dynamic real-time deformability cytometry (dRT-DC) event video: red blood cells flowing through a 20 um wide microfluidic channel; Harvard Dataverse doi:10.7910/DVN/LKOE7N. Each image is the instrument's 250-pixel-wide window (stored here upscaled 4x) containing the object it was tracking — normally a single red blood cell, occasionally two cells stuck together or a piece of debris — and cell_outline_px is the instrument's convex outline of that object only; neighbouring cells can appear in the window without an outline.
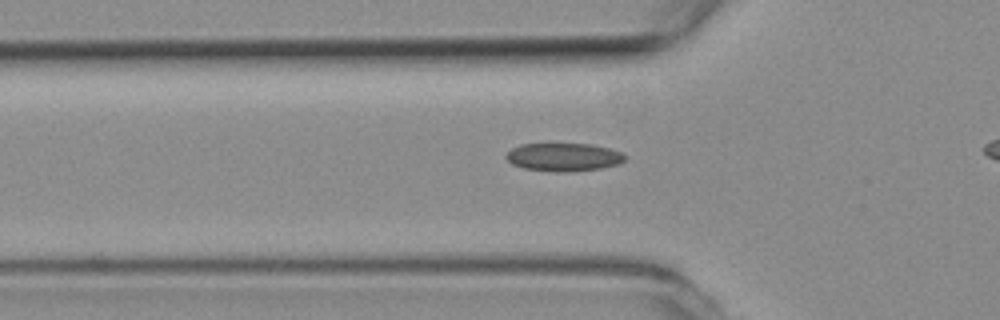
{"species": "common noctule bat (a hibernating species)", "species_latin": "Nyctalus noctula", "temperature_condition": "room temperature", "stored_images_in_passage": 42, "camera_frame_rate_fps": 3000, "um_per_image_px": 0.085, "animal": {"sex": "female", "body_mass_g": 19.3, "forearm_length_mm": 54.1}, "frame": {"image": 1, "passage_image": 14, "time_ms": 4.333, "image_size_px": [1000, 320], "cell_outline_px": [[628, 156], [620, 164], [600, 168], [572, 172], [556, 172], [524, 168], [512, 164], [504, 156], [512, 148], [520, 144], [592, 144], [624, 152]], "centroid_in_image_um": [47.95, 13.35], "position_along_channel_um": 77.9, "area_um2": 19.65}}
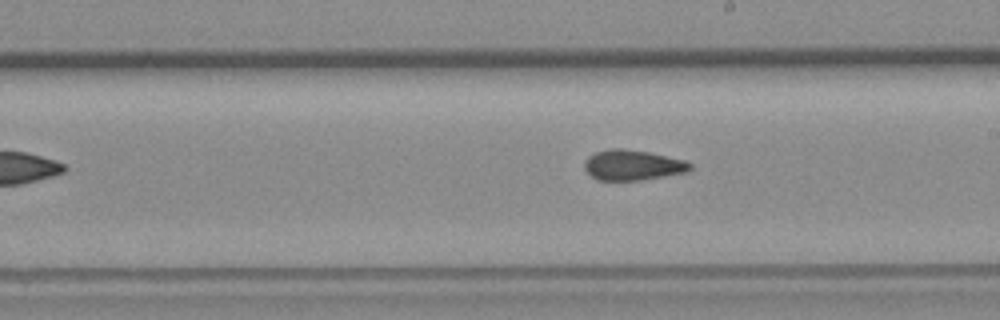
{"frame": {"image": 2, "passage_image": 27, "time_ms": 8.667, "image_size_px": [1000, 320], "cell_outline_px": [[692, 168], [688, 172], [640, 180], [596, 180], [584, 168], [584, 160], [588, 156], [596, 152], [608, 148], [624, 148], [648, 152], [684, 160], [692, 164]], "centroid_in_image_um": [53.76, 14.03], "position_along_channel_um": 235.2, "area_um2": 18.73}}
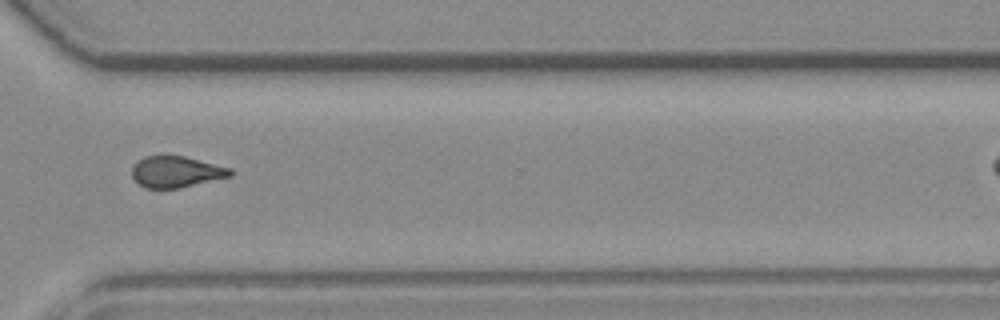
{"frame": {"image": 3, "passage_image": 37, "time_ms": 12.0, "image_size_px": [1000, 320], "cell_outline_px": [[232, 176], [180, 188], [144, 188], [132, 176], [132, 168], [144, 156], [160, 152], [164, 152], [184, 156], [232, 168]], "centroid_in_image_um": [14.97, 14.56], "position_along_channel_um": 355.6, "area_um2": 18.38}}